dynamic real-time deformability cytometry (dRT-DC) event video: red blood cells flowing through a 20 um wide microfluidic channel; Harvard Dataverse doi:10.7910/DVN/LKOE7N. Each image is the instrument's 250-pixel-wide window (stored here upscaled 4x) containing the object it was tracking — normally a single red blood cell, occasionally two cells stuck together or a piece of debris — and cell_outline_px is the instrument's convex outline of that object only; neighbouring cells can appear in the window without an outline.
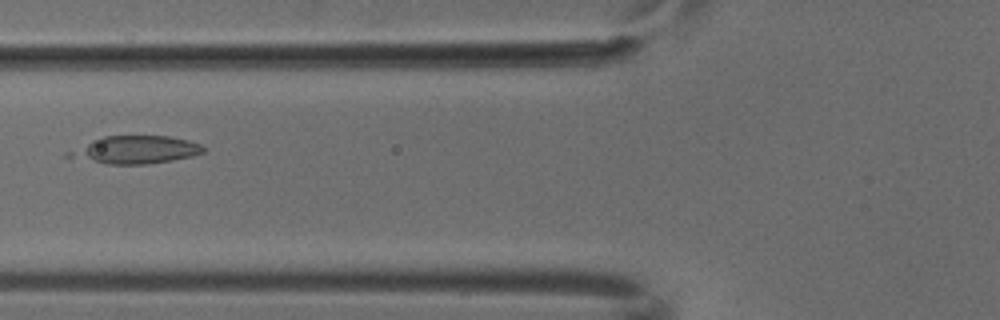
{"species": "common noctule bat (a hibernating species)", "species_latin": "Nyctalus noctula", "temperature_condition": "cold", "stored_images_in_passage": 5, "camera_frame_rate_fps": 3000, "um_per_image_px": 0.085, "animal": {"sex": "male", "body_mass_g": 18.8}, "frame": {"image": 1, "passage_image": 4, "time_ms": 1.0, "image_size_px": [1000, 320], "cell_outline_px": [[204, 152], [192, 156], [172, 160], [148, 164], [104, 164], [80, 152], [92, 140], [104, 136], [168, 136], [188, 140], [200, 144], [204, 148]], "centroid_in_image_um": [11.92, 12.7], "position_along_channel_um": 113.9, "area_um2": 19.83}}
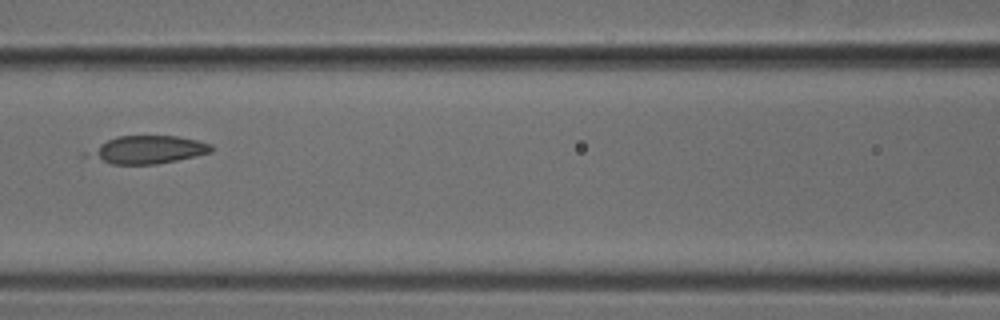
{"frame": {"image": 2, "passage_image": 5, "time_ms": 1.333, "image_size_px": [1000, 320], "cell_outline_px": [[212, 152], [196, 156], [156, 164], [112, 164], [96, 156], [92, 152], [100, 144], [116, 136], [176, 136], [196, 140], [212, 144]], "centroid_in_image_um": [12.73, 12.71], "position_along_channel_um": 153.9, "area_um2": 19.07}}